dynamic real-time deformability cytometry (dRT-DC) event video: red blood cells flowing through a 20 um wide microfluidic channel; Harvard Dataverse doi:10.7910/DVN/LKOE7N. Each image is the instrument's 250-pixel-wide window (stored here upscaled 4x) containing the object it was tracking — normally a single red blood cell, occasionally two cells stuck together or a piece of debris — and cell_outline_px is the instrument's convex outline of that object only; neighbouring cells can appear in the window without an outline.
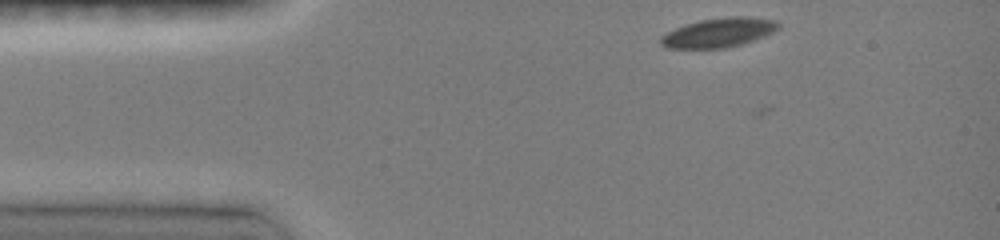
{"species": "common noctule bat (a hibernating species)", "species_latin": "Nyctalus noctula", "temperature_condition": "room temperature", "stored_images_in_passage": 5, "camera_frame_rate_fps": 3000, "um_per_image_px": 0.085, "animal": {"sex": "female", "body_mass_g": 19.0, "forearm_length_mm": 51.5}, "frame": {"image": 1, "passage_image": 1, "time_ms": 0.0, "image_size_px": [1000, 240], "cell_outline_px": [[780, 28], [764, 36], [740, 44], [724, 48], [668, 48], [660, 44], [660, 36], [676, 28], [700, 20], [728, 16], [748, 16], [776, 20], [780, 24]], "centroid_in_image_um": [61.11, 2.76], "position_along_channel_um": 23.9, "area_um2": 19.94}}